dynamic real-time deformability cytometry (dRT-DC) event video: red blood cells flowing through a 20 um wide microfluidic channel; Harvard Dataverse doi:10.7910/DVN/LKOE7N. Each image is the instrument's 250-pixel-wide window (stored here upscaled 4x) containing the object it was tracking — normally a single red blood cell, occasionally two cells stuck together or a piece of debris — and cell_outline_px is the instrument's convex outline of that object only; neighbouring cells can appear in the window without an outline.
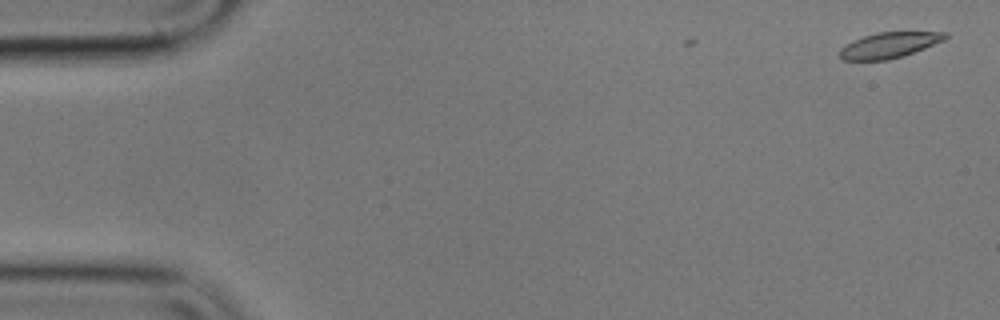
{"species": "common noctule bat (a hibernating species)", "species_latin": "Nyctalus noctula", "temperature_condition": "cold", "stored_images_in_passage": 7, "camera_frame_rate_fps": 3000, "um_per_image_px": 0.085, "animal": {"sex": "male", "body_mass_g": 17.9}, "frame": {"image": 1, "passage_image": 1, "time_ms": 0.0, "image_size_px": [1000, 320], "cell_outline_px": [[948, 36], [944, 40], [924, 48], [888, 60], [844, 60], [840, 56], [840, 48], [844, 44], [852, 40], [876, 32], [948, 32]], "centroid_in_image_um": [75.55, 3.82], "position_along_channel_um": 9.5, "area_um2": 15.61}}